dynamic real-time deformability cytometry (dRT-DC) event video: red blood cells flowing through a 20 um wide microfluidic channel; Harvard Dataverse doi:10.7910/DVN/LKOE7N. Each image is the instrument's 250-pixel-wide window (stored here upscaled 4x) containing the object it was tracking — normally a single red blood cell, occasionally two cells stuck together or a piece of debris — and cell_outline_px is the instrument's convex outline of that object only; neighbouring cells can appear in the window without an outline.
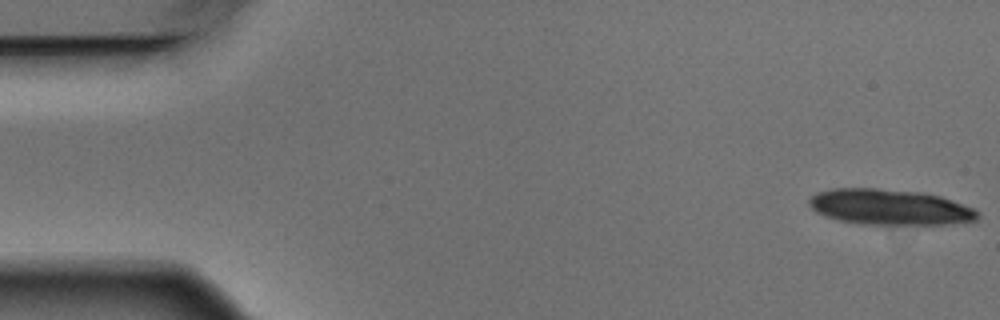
{"species": "Egyptian fruit bat (a non-hibernating species)", "species_latin": "Rousettus aegyptiacus", "temperature_condition": "warm", "stored_images_in_passage": 6, "camera_frame_rate_fps": 3000, "um_per_image_px": 0.085, "animal": {"sex": "male"}, "frame": {"image": 1, "passage_image": 1, "time_ms": 0.0, "image_size_px": [1000, 320], "cell_outline_px": [[980, 216], [976, 220], [944, 224], [864, 224], [840, 220], [824, 216], [816, 212], [808, 204], [808, 200], [816, 192], [832, 188], [876, 188], [924, 192], [940, 196], [976, 208], [980, 212]], "centroid_in_image_um": [75.64, 17.59], "position_along_channel_um": 9.4, "area_um2": 35.2}}